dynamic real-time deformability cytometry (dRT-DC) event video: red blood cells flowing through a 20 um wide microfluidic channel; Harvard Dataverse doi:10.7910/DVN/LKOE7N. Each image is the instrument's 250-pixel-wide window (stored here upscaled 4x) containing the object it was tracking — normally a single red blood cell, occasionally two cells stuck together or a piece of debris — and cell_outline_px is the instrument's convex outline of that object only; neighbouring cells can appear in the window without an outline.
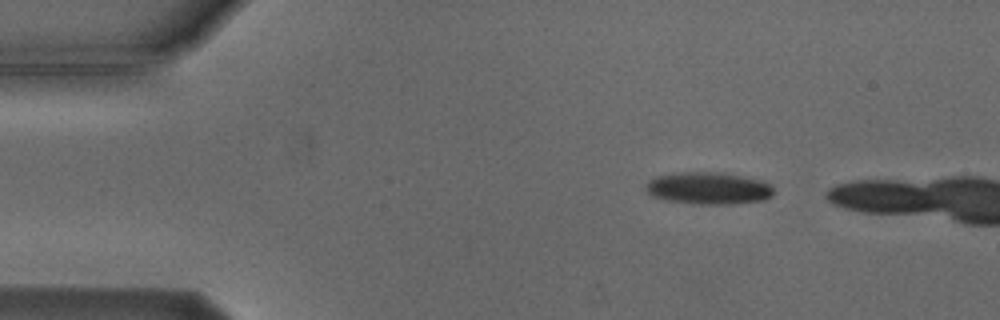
{"species": "Egyptian fruit bat (a non-hibernating species)", "species_latin": "Rousettus aegyptiacus", "temperature_condition": "cold", "stored_images_in_passage": 4, "camera_frame_rate_fps": 3000, "um_per_image_px": 0.085, "animal": {"sex": "male"}, "frame": {"image": 1, "passage_image": 1, "time_ms": 0.0, "image_size_px": [1000, 320], "cell_outline_px": [[776, 192], [772, 196], [764, 200], [732, 204], [692, 204], [668, 200], [652, 196], [644, 188], [644, 184], [648, 180], [656, 176], [680, 172], [724, 172], [760, 180], [772, 184]], "centroid_in_image_um": [60.24, 16.0], "position_along_channel_um": 24.8, "area_um2": 24.33}}